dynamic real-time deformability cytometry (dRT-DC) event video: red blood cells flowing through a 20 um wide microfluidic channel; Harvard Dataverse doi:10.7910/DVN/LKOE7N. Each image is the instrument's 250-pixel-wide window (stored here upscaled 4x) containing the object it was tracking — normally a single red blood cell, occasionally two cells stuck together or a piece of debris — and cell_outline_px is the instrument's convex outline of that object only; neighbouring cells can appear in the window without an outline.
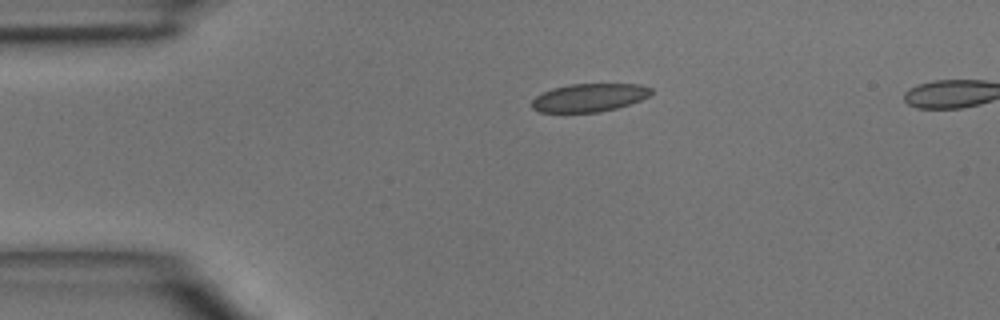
{"species": "common noctule bat (a hibernating species)", "species_latin": "Nyctalus noctula", "temperature_condition": "room temperature", "stored_images_in_passage": 3, "segment_of_instrument_passage": [1, 2], "camera_frame_rate_fps": 3000, "um_per_image_px": 0.085, "animal": {"sex": "male", "body_mass_g": 15.6}, "frame": {"image": 1, "passage_image": 1, "time_ms": 0.0, "image_size_px": [1000, 320], "cell_outline_px": [[652, 92], [648, 96], [640, 100], [616, 108], [596, 112], [540, 112], [532, 108], [532, 100], [536, 96], [552, 88], [568, 84], [640, 84], [652, 88]], "centroid_in_image_um": [50.07, 8.29], "position_along_channel_um": 34.9, "area_um2": 19.42}}